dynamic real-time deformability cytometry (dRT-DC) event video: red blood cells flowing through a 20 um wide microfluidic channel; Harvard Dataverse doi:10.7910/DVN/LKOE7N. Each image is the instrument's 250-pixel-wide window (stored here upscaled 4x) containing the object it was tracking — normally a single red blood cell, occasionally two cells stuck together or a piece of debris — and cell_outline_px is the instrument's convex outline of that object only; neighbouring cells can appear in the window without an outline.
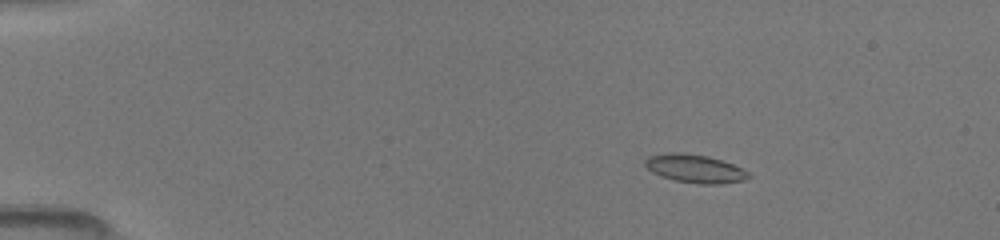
{"species": "common noctule bat (a hibernating species)", "species_latin": "Nyctalus noctula", "temperature_condition": "room temperature", "stored_images_in_passage": 49, "camera_frame_rate_fps": 3000, "um_per_image_px": 0.085, "animal": {"sex": "female", "body_mass_g": 19.5, "forearm_length_mm": 54.1}, "frame": {"image": 1, "passage_image": 8, "time_ms": 2.333, "image_size_px": [1000, 240], "cell_outline_px": [[752, 176], [744, 180], [720, 184], [700, 184], [676, 180], [660, 176], [652, 172], [644, 164], [644, 160], [648, 156], [668, 152], [680, 152], [708, 156], [732, 164], [748, 172]], "centroid_in_image_um": [59.04, 14.33], "position_along_channel_um": 26.0, "area_um2": 16.99}}
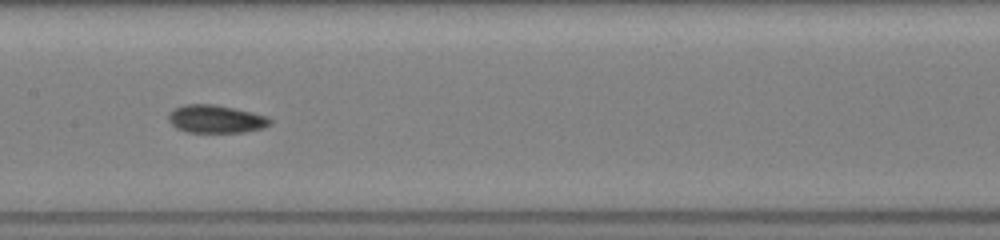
{"frame": {"image": 2, "passage_image": 26, "time_ms": 8.333, "image_size_px": [1000, 240], "cell_outline_px": [[272, 124], [264, 128], [244, 132], [188, 132], [176, 128], [168, 120], [168, 112], [184, 104], [216, 104], [252, 112], [268, 116], [272, 120]], "centroid_in_image_um": [18.37, 10.11], "position_along_channel_um": 189.0, "area_um2": 16.7}}
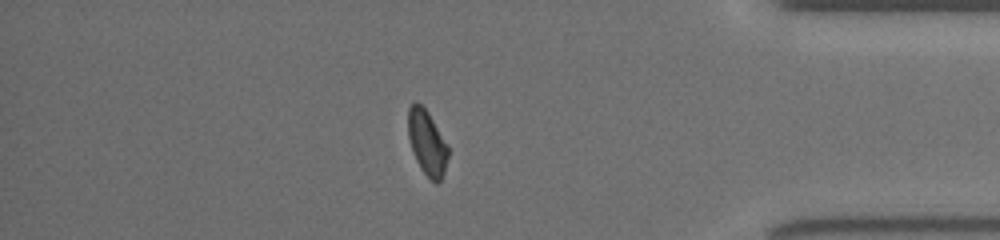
{"frame": {"image": 3, "passage_image": 43, "time_ms": 14.0, "image_size_px": [1000, 240], "cell_outline_px": [[448, 156], [444, 172], [440, 180], [436, 184], [420, 168], [412, 152], [408, 136], [408, 108], [416, 100], [428, 112], [448, 144]], "centroid_in_image_um": [36.29, 12.11], "position_along_channel_um": 398.9, "area_um2": 15.14}}